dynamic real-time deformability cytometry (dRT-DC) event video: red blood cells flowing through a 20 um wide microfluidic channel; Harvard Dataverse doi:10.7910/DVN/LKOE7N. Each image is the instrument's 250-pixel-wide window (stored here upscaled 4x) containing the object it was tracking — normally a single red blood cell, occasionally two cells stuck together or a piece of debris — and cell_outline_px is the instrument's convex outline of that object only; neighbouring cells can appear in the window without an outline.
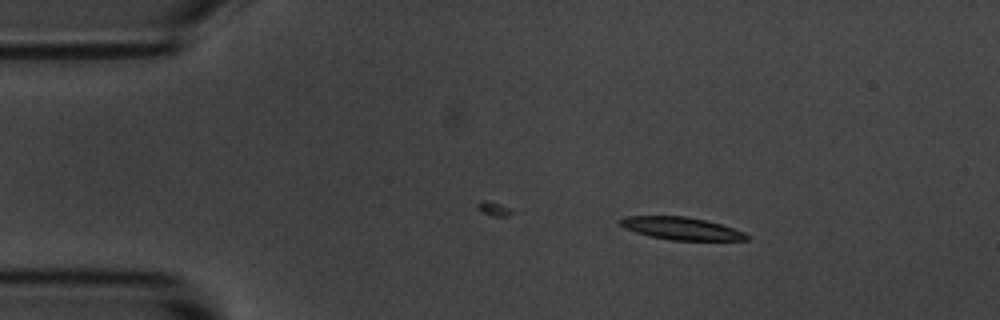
{"species": "common noctule bat (a hibernating species)", "species_latin": "Nyctalus noctula", "temperature_condition": "room temperature", "stored_images_in_passage": 5, "camera_frame_rate_fps": 3000, "um_per_image_px": 0.085, "animal": {"sex": "male", "body_mass_g": 20.1, "forearm_length_mm": 53.5}, "frame": {"image": 1, "passage_image": 3, "time_ms": 2.333, "image_size_px": [1000, 320], "cell_outline_px": [[752, 240], [668, 240], [648, 236], [624, 228], [616, 220], [624, 216], [684, 216], [704, 220], [720, 224], [744, 232], [752, 236]], "centroid_in_image_um": [57.89, 19.42], "position_along_channel_um": 27.1, "area_um2": 16.76}}